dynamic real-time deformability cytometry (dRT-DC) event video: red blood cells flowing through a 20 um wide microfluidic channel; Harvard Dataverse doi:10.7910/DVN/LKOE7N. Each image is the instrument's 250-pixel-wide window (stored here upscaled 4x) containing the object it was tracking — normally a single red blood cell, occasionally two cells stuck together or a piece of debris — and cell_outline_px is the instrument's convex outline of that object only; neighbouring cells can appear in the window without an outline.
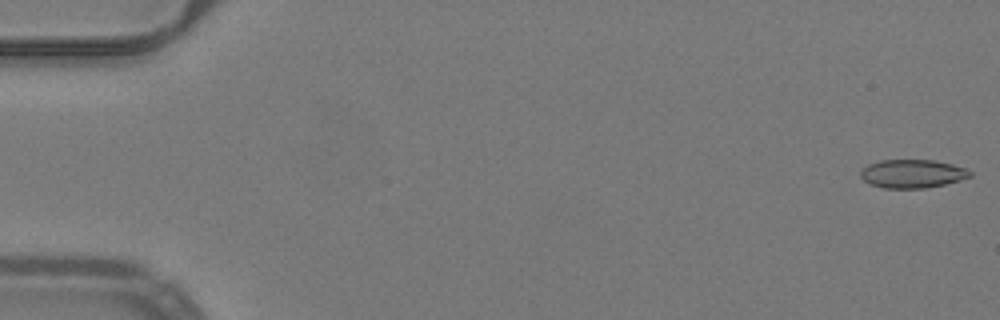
{"species": "common noctule bat (a hibernating species)", "species_latin": "Nyctalus noctula", "temperature_condition": "warm", "stored_images_in_passage": 51, "camera_frame_rate_fps": 3000, "um_per_image_px": 0.085, "animal": {"sex": "male", "body_mass_g": 19.2, "forearm_length_mm": 51.8}, "frame": {"image": 1, "passage_image": 1, "time_ms": 0.0, "image_size_px": [1000, 320], "cell_outline_px": [[972, 176], [960, 180], [944, 184], [924, 188], [884, 188], [872, 184], [864, 180], [860, 176], [860, 172], [868, 164], [880, 160], [936, 160], [968, 168], [972, 172]], "centroid_in_image_um": [77.59, 14.75], "position_along_channel_um": 7.4, "area_um2": 18.15}}
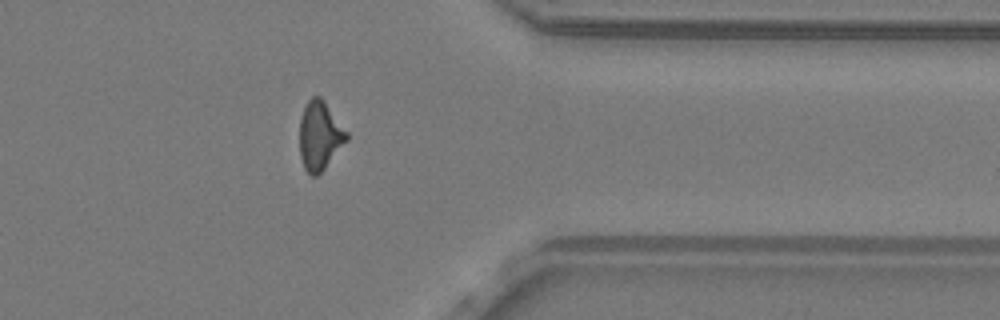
{"frame": {"image": 2, "passage_image": 42, "time_ms": 13.667, "image_size_px": [1000, 320], "cell_outline_px": [[348, 140], [324, 168], [316, 176], [312, 176], [304, 168], [300, 156], [300, 116], [308, 100], [312, 96], [320, 96], [324, 100], [348, 132]], "centroid_in_image_um": [27.18, 11.51], "position_along_channel_um": 384.2, "area_um2": 18.79}}
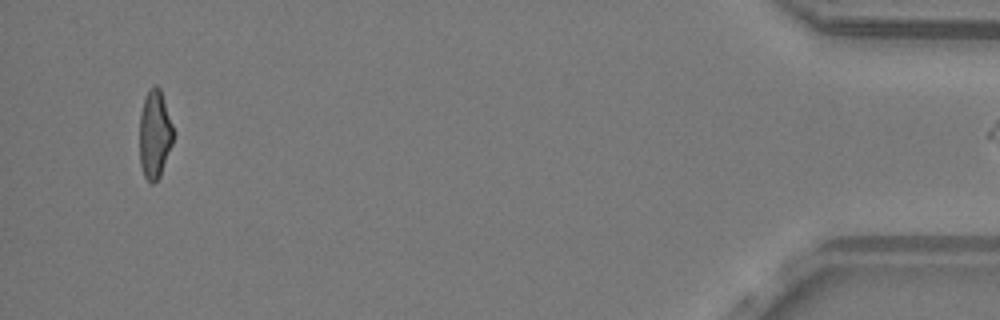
{"frame": {"image": 3, "passage_image": 50, "time_ms": 16.333, "image_size_px": [1000, 320], "cell_outline_px": [[172, 144], [160, 176], [152, 184], [144, 176], [140, 164], [140, 112], [148, 88], [156, 84], [160, 88], [172, 124]], "centroid_in_image_um": [13.13, 11.4], "position_along_channel_um": 422.1, "area_um2": 17.17}}